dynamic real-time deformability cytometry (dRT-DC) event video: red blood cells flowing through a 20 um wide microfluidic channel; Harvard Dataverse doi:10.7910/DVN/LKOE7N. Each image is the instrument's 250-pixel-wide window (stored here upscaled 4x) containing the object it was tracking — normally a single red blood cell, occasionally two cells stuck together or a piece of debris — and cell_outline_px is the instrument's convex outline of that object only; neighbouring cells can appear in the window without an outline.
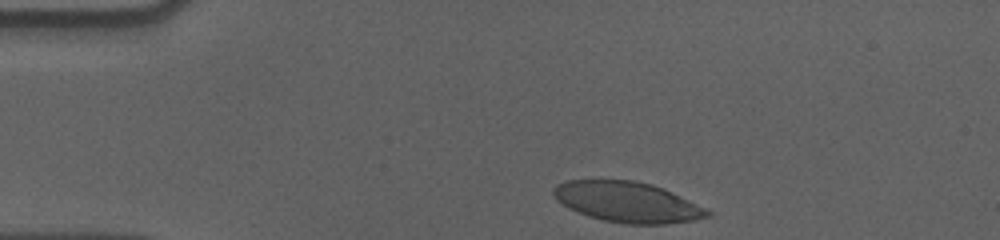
{"species": "human", "species_latin": "Homo sapiens", "temperature_condition": "cold", "stored_images_in_passage": 37, "camera_frame_rate_fps": 3000, "um_per_image_px": 0.085, "donor": {"sex": "male"}, "frame": {"image": 1, "passage_image": 1, "time_ms": 0.0, "image_size_px": [1000, 240], "cell_outline_px": [[712, 216], [696, 220], [664, 224], [624, 224], [600, 220], [576, 212], [568, 208], [556, 200], [552, 196], [552, 188], [556, 184], [568, 180], [632, 180], [652, 184], [664, 188], [712, 212]], "centroid_in_image_um": [53.29, 17.18], "position_along_channel_um": 31.7, "area_um2": 36.59}}
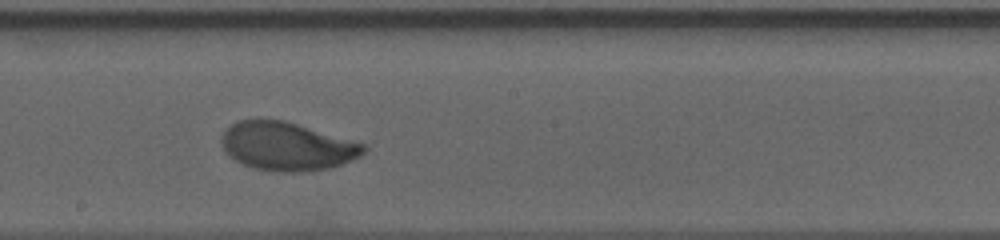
{"frame": {"image": 2, "passage_image": 22, "time_ms": 7.0, "image_size_px": [1000, 240], "cell_outline_px": [[368, 148], [360, 156], [332, 168], [304, 172], [276, 172], [252, 168], [228, 156], [220, 140], [224, 132], [236, 120], [260, 116], [284, 120], [368, 144]], "centroid_in_image_um": [24.39, 12.41], "position_along_channel_um": 223.8, "area_um2": 40.98}}
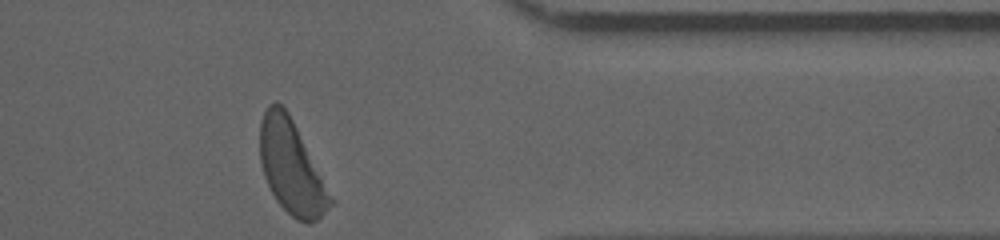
{"frame": {"image": 3, "passage_image": 37, "time_ms": 12.0, "image_size_px": [1000, 240], "cell_outline_px": [[336, 200], [316, 220], [308, 224], [296, 220], [276, 200], [264, 176], [260, 160], [260, 120], [268, 104], [276, 100], [288, 112]], "centroid_in_image_um": [24.78, 14.21], "position_along_channel_um": 386.6, "area_um2": 38.26}, "authors_computed_cell_mechanics": {"area_um2": 39.882, "velocity_mm_per_s": 3.5378, "shape_relaxation_time_tau1_ms": 2.8596, "shape_relaxation_time_tau2_ms": 1.0862, "deformation_change_tau1": 0.1672, "deformation_change_tau2": 0.0585}}